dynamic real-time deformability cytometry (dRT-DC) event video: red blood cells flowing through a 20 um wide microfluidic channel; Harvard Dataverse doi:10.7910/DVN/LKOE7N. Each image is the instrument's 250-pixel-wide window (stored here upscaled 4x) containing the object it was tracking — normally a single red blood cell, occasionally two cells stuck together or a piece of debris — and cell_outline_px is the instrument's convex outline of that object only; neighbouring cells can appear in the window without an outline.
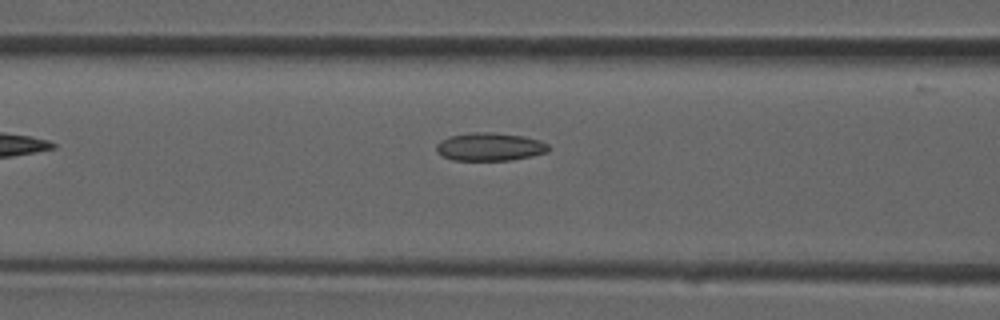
{"species": "common noctule bat (a hibernating species)", "species_latin": "Nyctalus noctula", "temperature_condition": "room temperature", "stored_images_in_passage": 6, "camera_frame_rate_fps": 3000, "um_per_image_px": 0.085, "animal": {"sex": "male", "forearm_length_mm": 52.5}, "frame": {"image": 1, "passage_image": 5, "time_ms": 1.333, "image_size_px": [1000, 320], "cell_outline_px": [[548, 152], [532, 156], [512, 160], [452, 160], [436, 152], [436, 144], [440, 140], [452, 136], [472, 132], [492, 132], [524, 136], [540, 140], [548, 144]], "centroid_in_image_um": [41.64, 12.47], "position_along_channel_um": 125.0, "area_um2": 18.38}}